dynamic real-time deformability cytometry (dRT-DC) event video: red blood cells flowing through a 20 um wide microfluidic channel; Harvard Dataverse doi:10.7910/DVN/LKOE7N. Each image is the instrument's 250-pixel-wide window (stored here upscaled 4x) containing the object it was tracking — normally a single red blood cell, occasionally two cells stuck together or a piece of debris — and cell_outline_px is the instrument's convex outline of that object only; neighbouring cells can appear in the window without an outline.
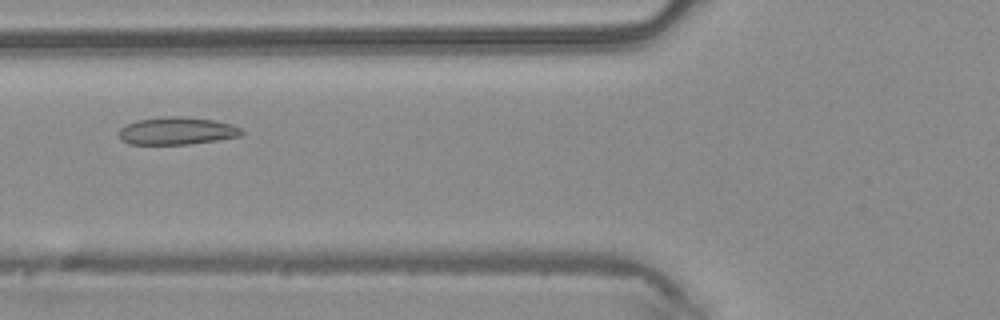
{"species": "common noctule bat (a hibernating species)", "species_latin": "Nyctalus noctula", "temperature_condition": "warm", "stored_images_in_passage": 41, "camera_frame_rate_fps": 3000, "um_per_image_px": 0.085, "animal": {"sex": "male", "body_mass_g": 20.4}, "frame": {"image": 1, "passage_image": 11, "time_ms": 3.333, "image_size_px": [1000, 320], "cell_outline_px": [[244, 132], [240, 136], [216, 140], [188, 144], [128, 144], [120, 140], [120, 128], [136, 120], [164, 116], [180, 116], [212, 120], [232, 124], [240, 128]], "centroid_in_image_um": [15.02, 11.12], "position_along_channel_um": 110.8, "area_um2": 19.59}}
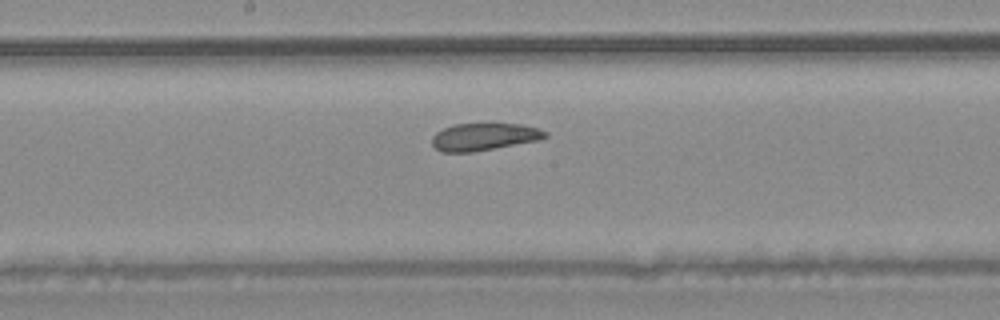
{"frame": {"image": 2, "passage_image": 18, "time_ms": 5.667, "image_size_px": [1000, 320], "cell_outline_px": [[548, 136], [540, 140], [472, 152], [440, 152], [432, 144], [432, 136], [436, 132], [452, 124], [492, 120], [520, 124], [540, 128], [548, 132]], "centroid_in_image_um": [41.18, 11.56], "position_along_channel_um": 207.0, "area_um2": 19.07}}
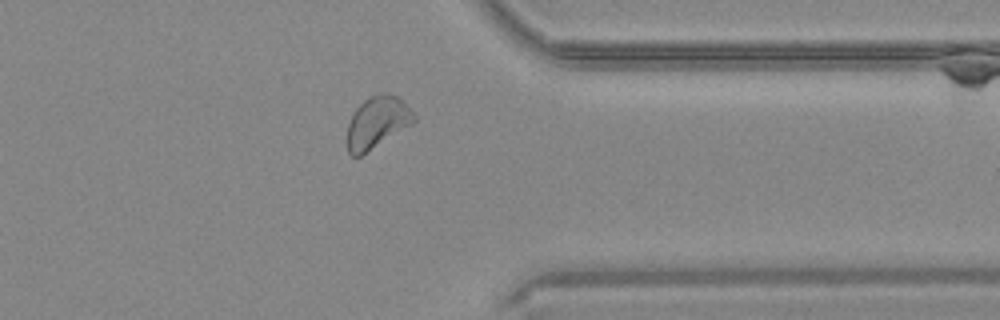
{"frame": {"image": 3, "passage_image": 31, "time_ms": 10.0, "image_size_px": [1000, 320], "cell_outline_px": [[416, 120], [412, 124], [360, 156], [352, 156], [348, 152], [348, 124], [356, 108], [364, 100], [372, 96], [388, 92], [400, 96], [416, 116]], "centroid_in_image_um": [32.09, 10.37], "position_along_channel_um": 379.3, "area_um2": 19.94}, "authors_computed_cell_mechanics": {"area_um2": 19.941, "velocity_mm_per_s": 4.127, "shape_relaxation_time_tau1_ms": 5.5411, "shape_relaxation_time_tau2_ms": 3.3164, "deformation_change_tau1": 0.0797, "deformation_change_tau2": 0.081}}